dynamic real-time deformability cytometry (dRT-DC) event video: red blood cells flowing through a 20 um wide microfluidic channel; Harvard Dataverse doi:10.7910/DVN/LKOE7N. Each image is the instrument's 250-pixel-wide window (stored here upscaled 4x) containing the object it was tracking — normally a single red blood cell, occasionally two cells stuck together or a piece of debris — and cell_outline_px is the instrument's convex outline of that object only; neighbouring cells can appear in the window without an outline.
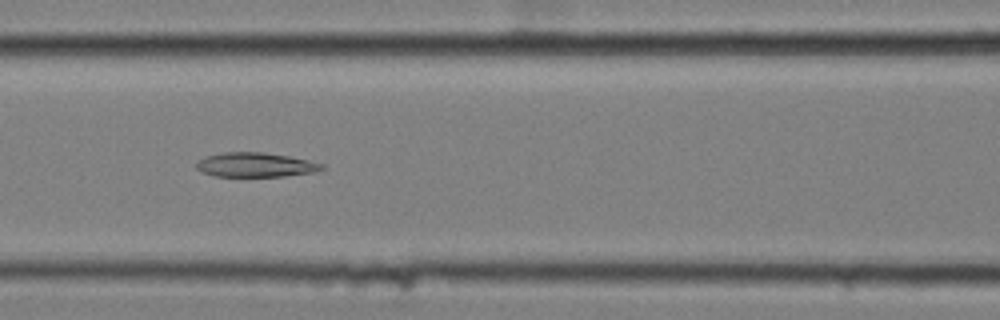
{"species": "common noctule bat (a hibernating species)", "species_latin": "Nyctalus noctula", "temperature_condition": "cold", "stored_images_in_passage": 7, "segment_of_instrument_passage": [2, 2], "camera_frame_rate_fps": 3000, "um_per_image_px": 0.085, "animal": {"sex": "female", "body_mass_g": 25.1}, "frame": {"image": 1, "passage_image": 6, "time_ms": 1.667, "image_size_px": [1000, 320], "cell_outline_px": [[324, 168], [312, 172], [284, 176], [216, 176], [204, 172], [196, 168], [196, 160], [208, 156], [224, 152], [264, 152], [288, 156], [324, 164]], "centroid_in_image_um": [21.69, 14.0], "position_along_channel_um": 144.9, "area_um2": 17.57}}
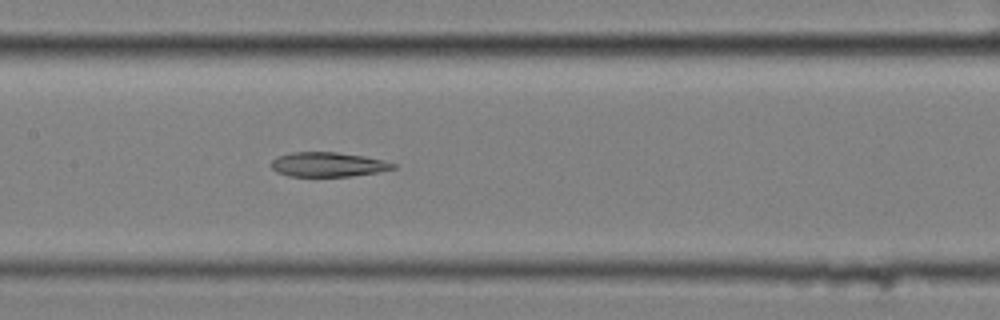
{"frame": {"image": 2, "passage_image": 7, "time_ms": 2.0, "image_size_px": [1000, 320], "cell_outline_px": [[396, 168], [376, 172], [352, 176], [288, 176], [276, 172], [272, 168], [272, 160], [276, 156], [292, 152], [336, 152], [364, 156], [396, 164]], "centroid_in_image_um": [27.83, 13.98], "position_along_channel_um": 179.6, "area_um2": 17.28}}